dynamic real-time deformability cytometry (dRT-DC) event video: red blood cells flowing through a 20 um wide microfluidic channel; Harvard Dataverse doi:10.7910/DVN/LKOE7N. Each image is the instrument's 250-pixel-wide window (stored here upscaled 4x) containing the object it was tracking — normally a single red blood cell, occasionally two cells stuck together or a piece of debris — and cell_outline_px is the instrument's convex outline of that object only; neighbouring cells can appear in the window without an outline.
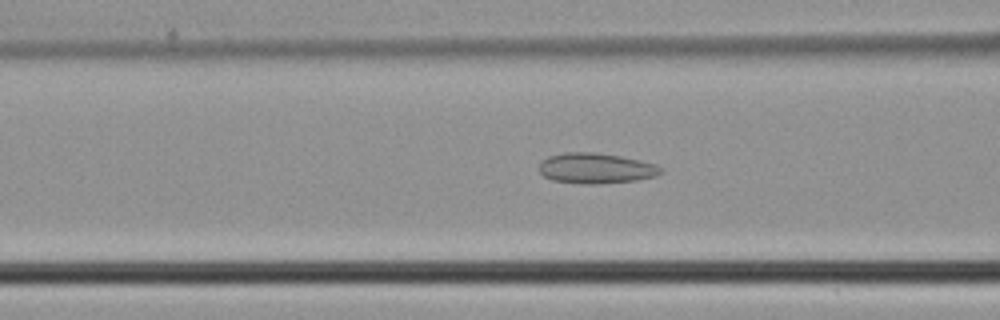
{"species": "common noctule bat (a hibernating species)", "species_latin": "Nyctalus noctula", "temperature_condition": "cold", "stored_images_in_passage": 45, "camera_frame_rate_fps": 3000, "um_per_image_px": 0.085, "animal": {"sex": "male", "body_mass_g": 21.5, "forearm_length_mm": 52.0}, "frame": {"image": 1, "passage_image": 17, "time_ms": 5.333, "image_size_px": [1000, 320], "cell_outline_px": [[664, 172], [656, 176], [636, 180], [596, 184], [580, 184], [552, 180], [544, 176], [540, 172], [540, 164], [548, 156], [564, 152], [596, 152], [620, 156], [640, 160], [656, 164]], "centroid_in_image_um": [50.66, 14.3], "position_along_channel_um": 115.9, "area_um2": 21.62}}
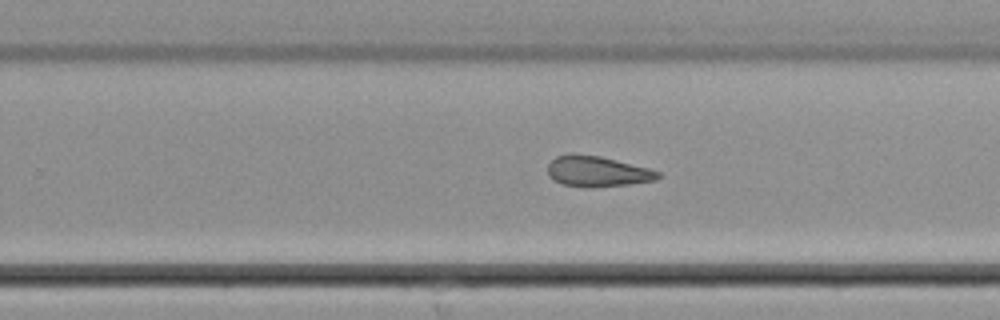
{"frame": {"image": 2, "passage_image": 28, "time_ms": 9.0, "image_size_px": [1000, 320], "cell_outline_px": [[660, 176], [656, 180], [628, 184], [564, 184], [552, 180], [548, 176], [548, 164], [556, 156], [572, 152], [600, 156], [648, 168], [660, 172]], "centroid_in_image_um": [50.74, 14.5], "position_along_channel_um": 279.1, "area_um2": 18.84}}
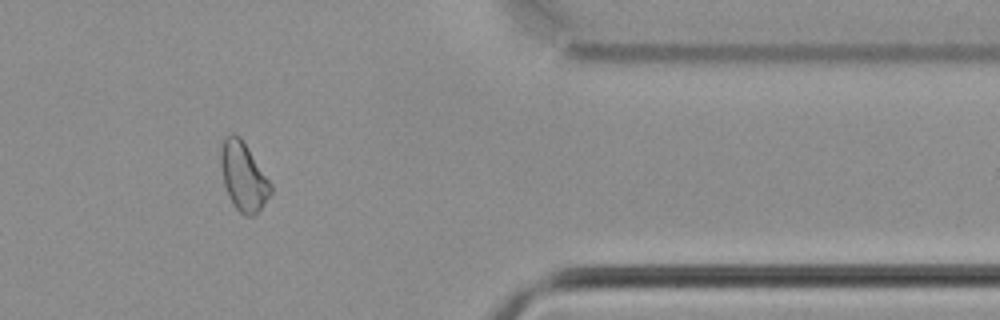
{"frame": {"image": 3, "passage_image": 37, "time_ms": 12.0, "image_size_px": [1000, 320], "cell_outline_px": [[272, 192], [260, 208], [252, 216], [244, 216], [236, 208], [228, 196], [224, 184], [220, 164], [220, 148], [224, 140], [232, 132], [236, 132], [240, 136], [272, 184]], "centroid_in_image_um": [20.67, 14.98], "position_along_channel_um": 390.7, "area_um2": 19.83}}